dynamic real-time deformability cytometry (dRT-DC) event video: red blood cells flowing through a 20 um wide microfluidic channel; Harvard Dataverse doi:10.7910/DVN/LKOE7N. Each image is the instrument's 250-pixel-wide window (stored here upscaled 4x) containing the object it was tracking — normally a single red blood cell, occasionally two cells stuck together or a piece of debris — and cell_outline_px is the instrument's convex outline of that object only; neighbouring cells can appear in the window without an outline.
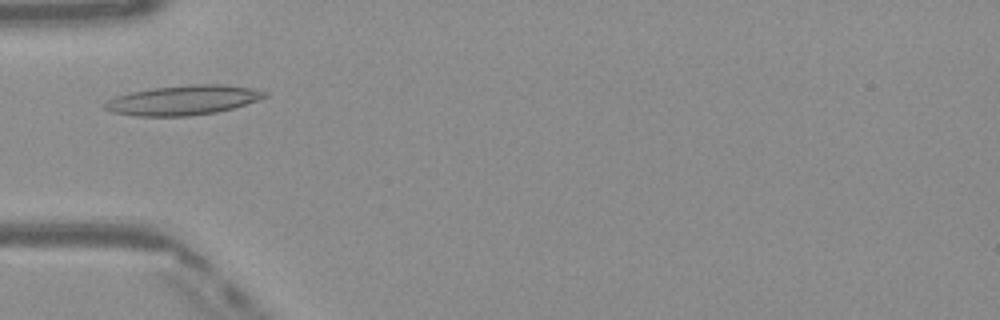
{"species": "Egyptian fruit bat (a non-hibernating species)", "species_latin": "Rousettus aegyptiacus", "temperature_condition": "warm", "stored_images_in_passage": 42, "camera_frame_rate_fps": 3000, "um_per_image_px": 0.085, "frame": {"image": 1, "passage_image": 9, "time_ms": 2.667, "image_size_px": [1000, 320], "cell_outline_px": [[268, 96], [232, 108], [216, 112], [188, 116], [136, 116], [112, 112], [104, 108], [100, 104], [116, 96], [132, 92], [152, 88], [196, 84], [220, 84], [252, 88], [268, 92]], "centroid_in_image_um": [15.53, 8.51], "position_along_channel_um": 69.5, "area_um2": 27.46}}
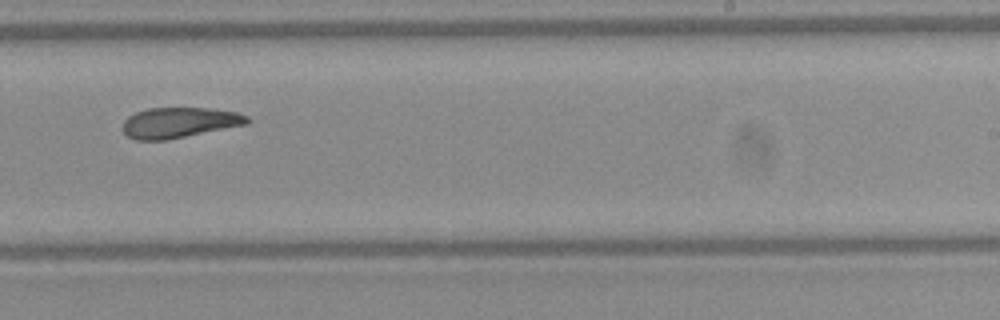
{"frame": {"image": 2, "passage_image": 24, "time_ms": 7.667, "image_size_px": [1000, 320], "cell_outline_px": [[252, 120], [248, 124], [168, 140], [136, 140], [128, 136], [120, 128], [124, 120], [128, 116], [136, 112], [148, 108], [208, 108], [236, 112], [248, 116]], "centroid_in_image_um": [15.23, 10.42], "position_along_channel_um": 273.8, "area_um2": 22.31}}
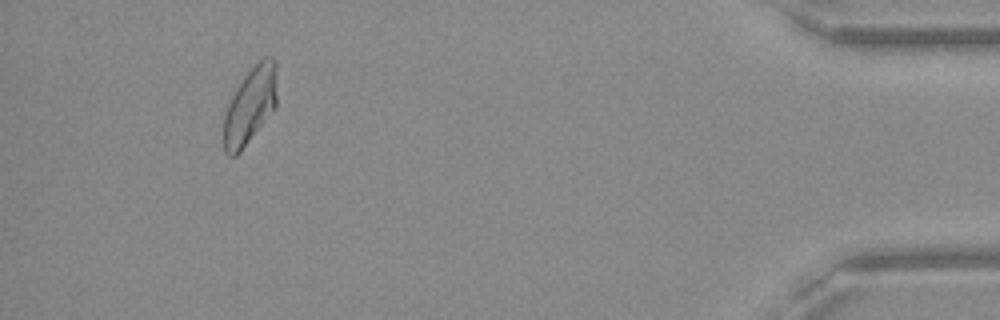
{"frame": {"image": 3, "passage_image": 39, "time_ms": 12.667, "image_size_px": [1000, 320], "cell_outline_px": [[276, 108], [240, 152], [236, 156], [228, 156], [224, 152], [224, 116], [228, 104], [236, 88], [244, 76], [264, 56], [272, 56], [276, 64]], "centroid_in_image_um": [21.27, 8.98], "position_along_channel_um": 413.9, "area_um2": 23.76}, "authors_computed_cell_mechanics": {"area_um2": 23.698, "velocity_mm_per_s": 4.0751, "shape_relaxation_time_tau1_ms": null, "shape_relaxation_time_tau2_ms": 6.3104, "deformation_change_tau1": null, "deformation_change_tau2": 0.1631}}